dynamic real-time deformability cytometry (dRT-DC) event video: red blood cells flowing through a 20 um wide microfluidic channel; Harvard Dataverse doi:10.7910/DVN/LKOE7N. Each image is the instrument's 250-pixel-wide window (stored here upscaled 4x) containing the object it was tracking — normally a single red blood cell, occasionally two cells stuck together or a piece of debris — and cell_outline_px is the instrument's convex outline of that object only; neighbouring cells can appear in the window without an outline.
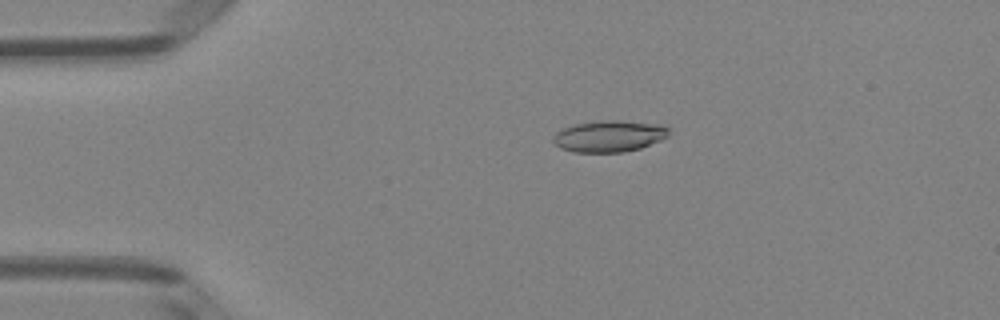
{"species": "Egyptian fruit bat (a non-hibernating species)", "species_latin": "Rousettus aegyptiacus", "temperature_condition": "room temperature", "stored_images_in_passage": 5, "camera_frame_rate_fps": 3000, "um_per_image_px": 0.085, "animal": {"sex": "female"}, "frame": {"image": 1, "passage_image": 4, "time_ms": 1.0, "image_size_px": [1000, 320], "cell_outline_px": [[668, 136], [660, 140], [640, 148], [624, 152], [572, 152], [560, 148], [552, 140], [552, 136], [556, 132], [564, 128], [576, 124], [600, 120], [620, 120], [660, 124], [668, 128]], "centroid_in_image_um": [51.76, 11.57], "position_along_channel_um": 33.2, "area_um2": 21.21}}